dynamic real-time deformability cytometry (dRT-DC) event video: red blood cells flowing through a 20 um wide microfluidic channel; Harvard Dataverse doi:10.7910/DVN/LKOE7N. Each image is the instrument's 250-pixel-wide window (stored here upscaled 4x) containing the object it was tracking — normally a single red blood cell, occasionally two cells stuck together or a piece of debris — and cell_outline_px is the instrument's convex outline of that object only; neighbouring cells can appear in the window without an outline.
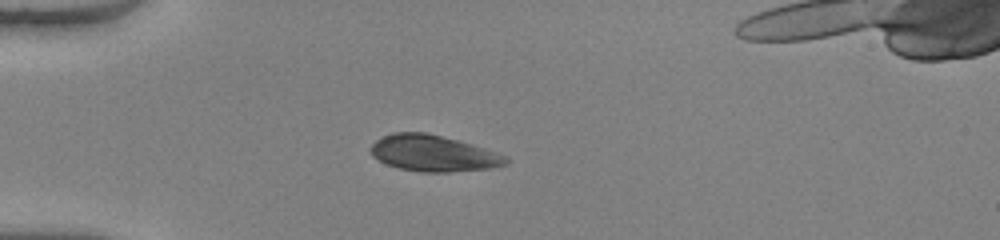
{"species": "human", "species_latin": "Homo sapiens", "temperature_condition": "warm", "stored_images_in_passage": 38, "segment_of_instrument_passage": [1, 2], "camera_frame_rate_fps": 3000, "um_per_image_px": 0.085, "donor": {"sex": "female"}, "frame": {"image": 1, "passage_image": 1, "time_ms": 0.0, "image_size_px": [1000, 240], "cell_outline_px": [[508, 164], [488, 168], [448, 172], [420, 172], [400, 168], [388, 164], [372, 156], [368, 148], [376, 140], [392, 132], [428, 132], [484, 148], [508, 156]], "centroid_in_image_um": [36.81, 13.02], "position_along_channel_um": 48.2, "area_um2": 28.38}}
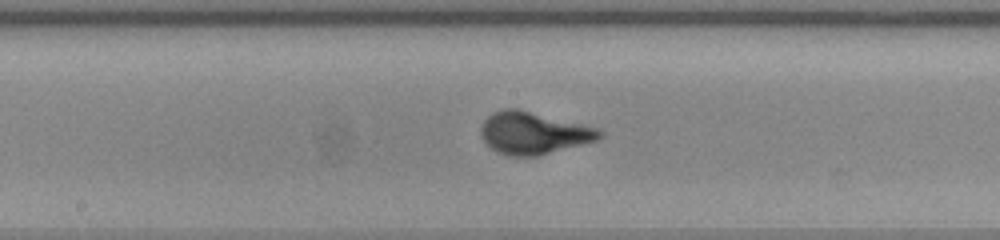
{"frame": {"image": 2, "passage_image": 14, "time_ms": 4.333, "image_size_px": [1000, 240], "cell_outline_px": [[604, 136], [596, 140], [536, 156], [508, 156], [496, 152], [480, 136], [480, 128], [484, 120], [492, 112], [504, 108], [516, 108], [600, 128], [604, 132]], "centroid_in_image_um": [45.33, 11.3], "position_along_channel_um": 202.9, "area_um2": 29.13}}
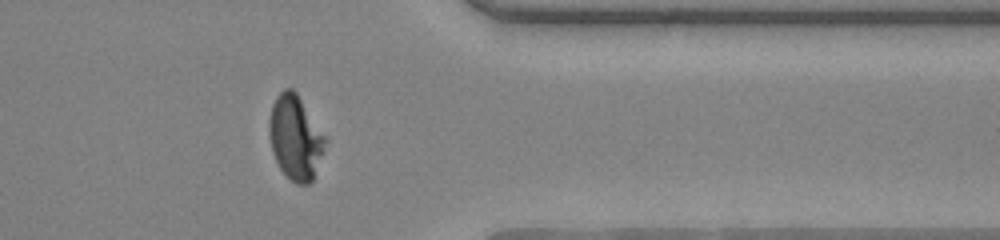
{"frame": {"image": 3, "passage_image": 28, "time_ms": 9.0, "image_size_px": [1000, 240], "cell_outline_px": [[328, 140], [324, 152], [312, 180], [308, 184], [296, 184], [280, 168], [276, 160], [272, 148], [268, 128], [268, 124], [272, 104], [276, 96], [284, 88], [292, 88], [296, 92]], "centroid_in_image_um": [25.11, 11.67], "position_along_channel_um": 386.3, "area_um2": 27.34}}